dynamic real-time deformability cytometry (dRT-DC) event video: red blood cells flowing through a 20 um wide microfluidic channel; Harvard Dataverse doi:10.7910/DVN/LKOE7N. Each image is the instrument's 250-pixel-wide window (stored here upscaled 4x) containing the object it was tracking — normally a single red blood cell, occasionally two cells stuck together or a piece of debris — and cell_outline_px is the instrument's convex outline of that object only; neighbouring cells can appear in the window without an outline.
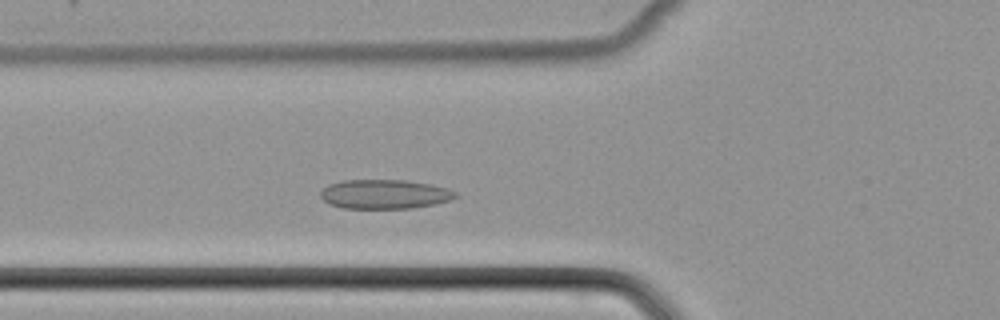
{"species": "common noctule bat (a hibernating species)", "species_latin": "Nyctalus noctula", "temperature_condition": "cold", "stored_images_in_passage": 43, "camera_frame_rate_fps": 3000, "um_per_image_px": 0.085, "animal": {"sex": "female", "body_mass_g": 22.7, "forearm_length_mm": 54.2}, "frame": {"image": 1, "passage_image": 11, "time_ms": 3.333, "image_size_px": [1000, 320], "cell_outline_px": [[460, 196], [452, 200], [436, 204], [412, 208], [344, 208], [328, 204], [320, 196], [320, 192], [328, 184], [344, 180], [404, 180], [432, 184], [448, 188], [456, 192]], "centroid_in_image_um": [32.73, 16.5], "position_along_channel_um": 93.1, "area_um2": 23.24}}
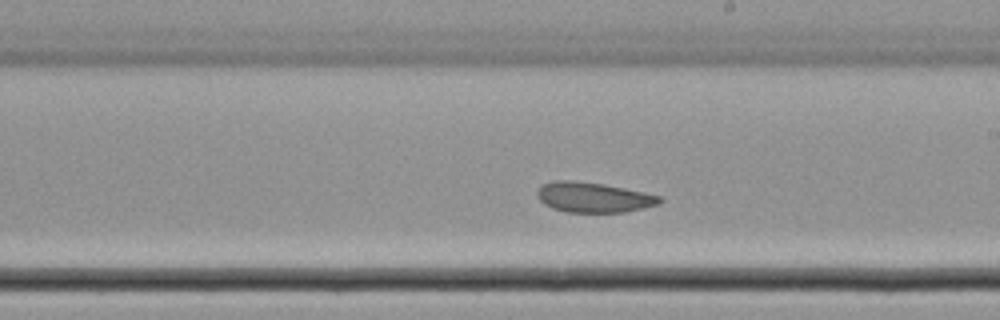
{"frame": {"image": 2, "passage_image": 22, "time_ms": 7.0, "image_size_px": [1000, 320], "cell_outline_px": [[664, 200], [660, 204], [644, 208], [624, 212], [568, 212], [552, 208], [544, 204], [536, 196], [536, 192], [544, 184], [556, 180], [572, 180], [604, 184], [644, 192], [660, 196]], "centroid_in_image_um": [50.46, 16.77], "position_along_channel_um": 238.5, "area_um2": 21.5}}
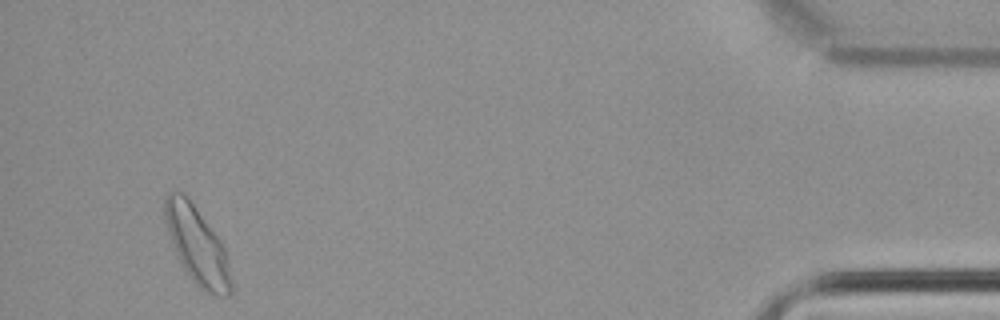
{"frame": {"image": 3, "passage_image": 41, "time_ms": 13.333, "image_size_px": [1000, 320], "cell_outline_px": [[232, 292], [228, 296], [216, 296], [204, 292], [192, 280], [184, 268], [176, 252], [168, 232], [164, 220], [164, 200], [168, 192], [184, 192], [188, 196], [220, 240], [224, 248], [228, 264], [232, 288]], "centroid_in_image_um": [16.75, 20.85], "position_along_channel_um": 418.5, "area_um2": 29.54}}